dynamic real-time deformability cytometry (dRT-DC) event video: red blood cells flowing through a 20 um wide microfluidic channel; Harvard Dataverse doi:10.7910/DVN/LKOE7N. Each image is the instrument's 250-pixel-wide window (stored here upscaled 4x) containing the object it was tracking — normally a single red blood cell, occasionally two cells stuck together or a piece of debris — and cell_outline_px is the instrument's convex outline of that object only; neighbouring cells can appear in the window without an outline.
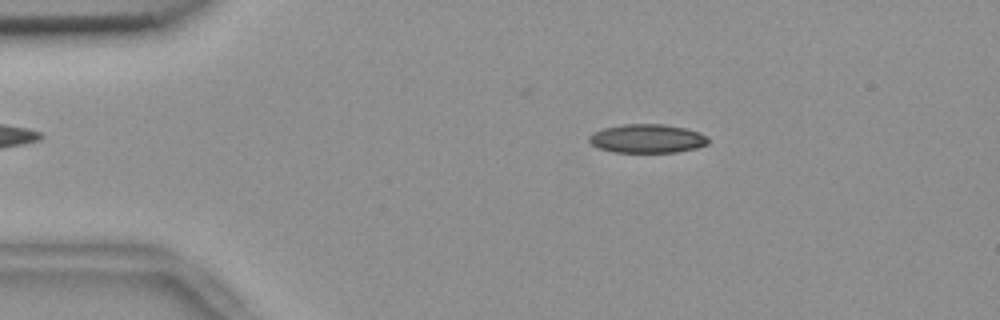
{"species": "common noctule bat (a hibernating species)", "species_latin": "Nyctalus noctula", "temperature_condition": "room temperature", "stored_images_in_passage": 53, "camera_frame_rate_fps": 3000, "um_per_image_px": 0.085, "animal": {"sex": "female", "body_mass_g": 18.4}, "frame": {"image": 1, "passage_image": 8, "time_ms": 2.333, "image_size_px": [1000, 320], "cell_outline_px": [[708, 144], [696, 148], [676, 152], [612, 152], [600, 148], [592, 144], [588, 140], [588, 136], [592, 132], [604, 128], [624, 124], [664, 124], [684, 128], [700, 132], [708, 136]], "centroid_in_image_um": [55.01, 11.77], "position_along_channel_um": 30.0, "area_um2": 20.0}}
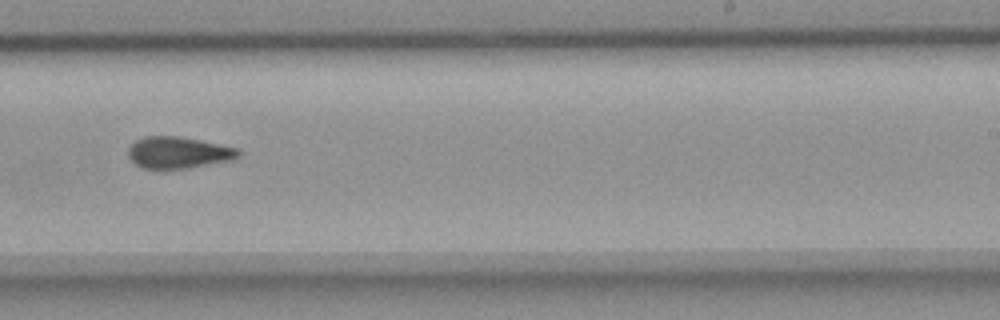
{"frame": {"image": 2, "passage_image": 32, "time_ms": 10.333, "image_size_px": [1000, 320], "cell_outline_px": [[240, 156], [232, 160], [188, 168], [140, 168], [128, 156], [128, 148], [136, 140], [144, 136], [180, 136], [240, 148]], "centroid_in_image_um": [15.18, 12.96], "position_along_channel_um": 273.8, "area_um2": 20.35}}
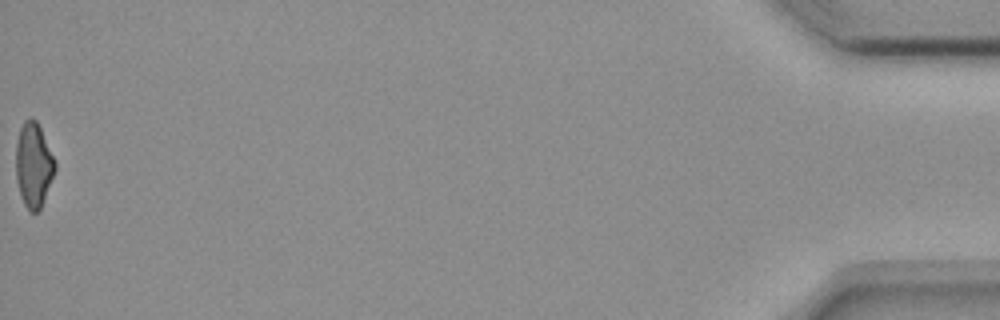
{"frame": {"image": 3, "passage_image": 53, "time_ms": 17.333, "image_size_px": [1000, 320], "cell_outline_px": [[56, 168], [40, 208], [36, 212], [28, 212], [20, 196], [16, 180], [16, 140], [20, 128], [24, 120], [28, 116], [32, 116], [36, 120], [56, 160]], "centroid_in_image_um": [2.83, 13.99], "position_along_channel_um": 432.4, "area_um2": 19.42}, "authors_computed_cell_mechanics": {"area_um2": 20.2878, "velocity_mm_per_s": 3.7059, "shape_relaxation_time_tau1_ms": 8.0884, "shape_relaxation_time_tau2_ms": 4.1897, "deformation_change_tau1": 0.1698, "deformation_change_tau2": 0.1101}}